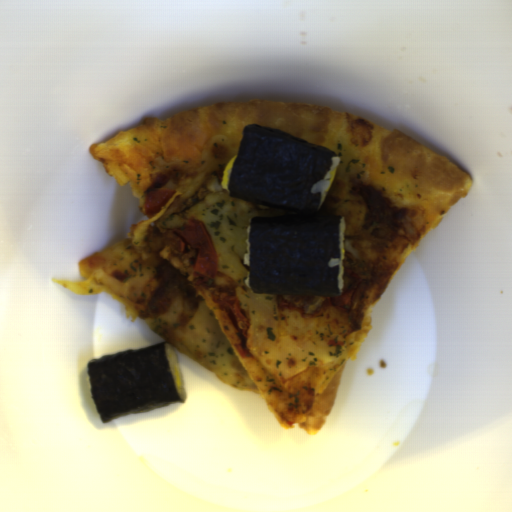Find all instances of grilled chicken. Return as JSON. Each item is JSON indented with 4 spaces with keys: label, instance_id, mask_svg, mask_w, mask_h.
<instances>
[{
    "label": "grilled chicken",
    "instance_id": "277b20a1",
    "mask_svg": "<svg viewBox=\"0 0 512 512\" xmlns=\"http://www.w3.org/2000/svg\"><path fill=\"white\" fill-rule=\"evenodd\" d=\"M343 292L333 297L278 295V309L292 310L299 316L320 315L331 310H339L354 327H360L361 297L370 281L343 264Z\"/></svg>",
    "mask_w": 512,
    "mask_h": 512
},
{
    "label": "grilled chicken",
    "instance_id": "a9712176",
    "mask_svg": "<svg viewBox=\"0 0 512 512\" xmlns=\"http://www.w3.org/2000/svg\"><path fill=\"white\" fill-rule=\"evenodd\" d=\"M157 286L148 300H139L135 309L138 318L154 319L165 314L174 300L183 309H196L201 299L190 279L176 266L162 261L156 270Z\"/></svg>",
    "mask_w": 512,
    "mask_h": 512
},
{
    "label": "grilled chicken",
    "instance_id": "7e0887df",
    "mask_svg": "<svg viewBox=\"0 0 512 512\" xmlns=\"http://www.w3.org/2000/svg\"><path fill=\"white\" fill-rule=\"evenodd\" d=\"M356 196L367 208L364 217L365 235L378 244H388L394 240L399 222L404 218L403 209L391 207V199L384 196L383 191L367 184L358 185Z\"/></svg>",
    "mask_w": 512,
    "mask_h": 512
}]
</instances>
